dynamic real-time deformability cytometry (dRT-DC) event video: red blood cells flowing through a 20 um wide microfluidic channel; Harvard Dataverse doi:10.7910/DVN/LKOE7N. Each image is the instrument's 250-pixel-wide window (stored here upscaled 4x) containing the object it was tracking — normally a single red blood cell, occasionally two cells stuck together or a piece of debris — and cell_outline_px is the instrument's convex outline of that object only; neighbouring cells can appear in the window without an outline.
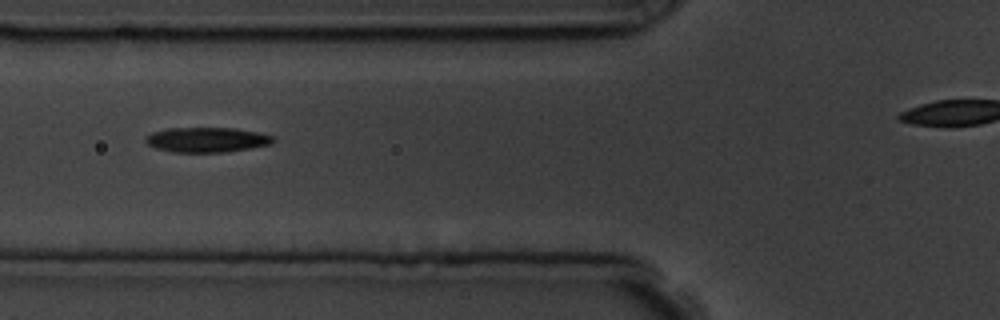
{"species": "common noctule bat (a hibernating species)", "species_latin": "Nyctalus noctula", "temperature_condition": "room temperature", "stored_images_in_passage": 5, "camera_frame_rate_fps": 3000, "um_per_image_px": 0.085, "animal": {"sex": "male", "body_mass_g": 19.5, "forearm_length_mm": 54.6}, "frame": {"image": 1, "passage_image": 2, "time_ms": 1.333, "image_size_px": [1000, 320], "cell_outline_px": [[276, 140], [272, 144], [224, 152], [172, 152], [156, 148], [148, 144], [144, 140], [144, 136], [152, 132], [168, 128], [236, 128], [256, 132], [272, 136]], "centroid_in_image_um": [17.54, 11.87], "position_along_channel_um": 108.3, "area_um2": 18.5}}